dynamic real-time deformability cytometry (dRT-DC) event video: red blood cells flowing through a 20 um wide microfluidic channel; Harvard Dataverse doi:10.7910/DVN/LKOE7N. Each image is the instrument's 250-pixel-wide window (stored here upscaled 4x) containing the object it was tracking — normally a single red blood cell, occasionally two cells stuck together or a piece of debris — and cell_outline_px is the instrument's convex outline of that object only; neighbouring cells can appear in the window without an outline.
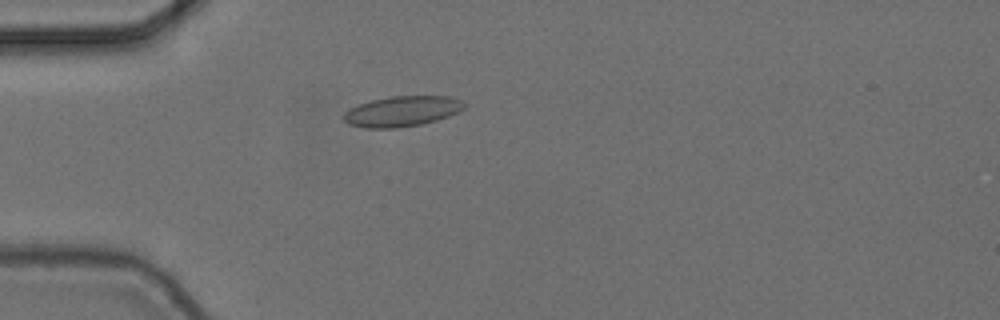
{"species": "common noctule bat (a hibernating species)", "species_latin": "Nyctalus noctula", "temperature_condition": "cold", "stored_images_in_passage": 56, "camera_frame_rate_fps": 3000, "um_per_image_px": 0.085, "animal": {"sex": "female", "body_mass_g": 24.6, "forearm_length_mm": 56.2}, "frame": {"image": 1, "passage_image": 16, "time_ms": 5.0, "image_size_px": [1000, 320], "cell_outline_px": [[464, 108], [448, 116], [436, 120], [420, 124], [396, 128], [364, 128], [348, 124], [344, 120], [344, 112], [360, 104], [372, 100], [392, 96], [448, 96], [460, 100], [464, 104]], "centroid_in_image_um": [34.15, 9.46], "position_along_channel_um": 50.9, "area_um2": 21.04}}
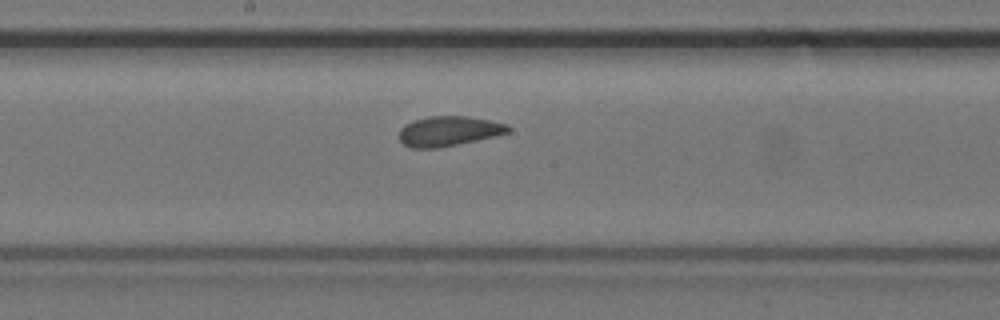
{"frame": {"image": 2, "passage_image": 30, "time_ms": 9.667, "image_size_px": [1000, 320], "cell_outline_px": [[512, 128], [508, 132], [476, 140], [440, 148], [412, 148], [404, 144], [400, 140], [400, 128], [404, 124], [412, 120], [428, 116], [468, 116], [508, 124]], "centroid_in_image_um": [38.11, 11.14], "position_along_channel_um": 210.1, "area_um2": 18.96}}
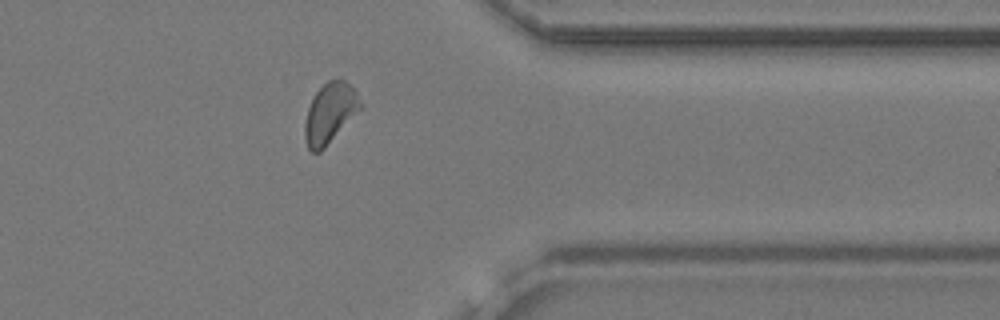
{"frame": {"image": 3, "passage_image": 45, "time_ms": 14.667, "image_size_px": [1000, 320], "cell_outline_px": [[364, 108], [320, 152], [312, 152], [308, 148], [304, 136], [304, 124], [308, 108], [316, 92], [328, 80], [340, 76], [356, 88], [364, 104]], "centroid_in_image_um": [28.12, 9.57], "position_along_channel_um": 383.3, "area_um2": 20.17}, "authors_computed_cell_mechanics": {"area_um2": 19.6809, "velocity_mm_per_s": 3.681, "shape_relaxation_time_tau1_ms": 4.8068, "shape_relaxation_time_tau2_ms": 1.257, "deformation_change_tau1": 0.0668, "deformation_change_tau2": 0.0868}}